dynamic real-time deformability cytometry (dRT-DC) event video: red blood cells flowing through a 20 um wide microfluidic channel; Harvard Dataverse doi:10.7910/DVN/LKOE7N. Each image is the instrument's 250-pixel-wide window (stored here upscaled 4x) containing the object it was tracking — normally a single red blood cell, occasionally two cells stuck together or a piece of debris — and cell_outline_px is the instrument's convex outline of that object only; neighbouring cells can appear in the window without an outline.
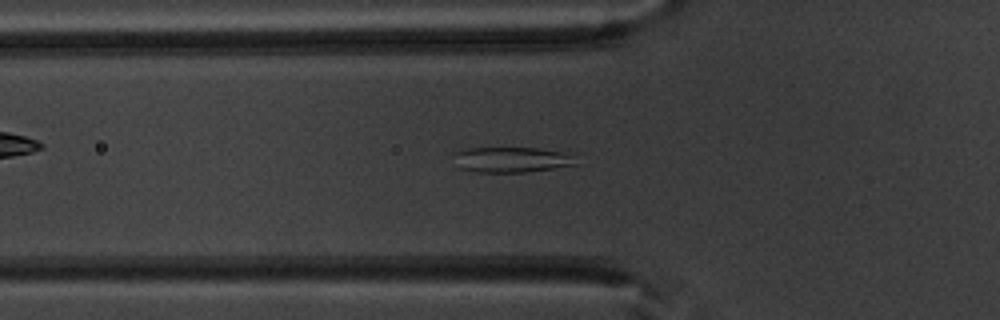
{"species": "common noctule bat (a hibernating species)", "species_latin": "Nyctalus noctula", "temperature_condition": "warm", "stored_images_in_passage": 41, "segment_of_instrument_passage": [1, 2], "camera_frame_rate_fps": 3000, "um_per_image_px": 0.085, "animal": {"sex": "male", "body_mass_g": 20.1, "forearm_length_mm": 53.5}, "frame": {"image": 1, "passage_image": 7, "time_ms": 2.0, "image_size_px": [1000, 320], "cell_outline_px": [[576, 164], [528, 172], [476, 172], [460, 168], [452, 152], [460, 148], [536, 148], [560, 152], [568, 156]], "centroid_in_image_um": [43.32, 13.57], "position_along_channel_um": 82.5, "area_um2": 17.69}}
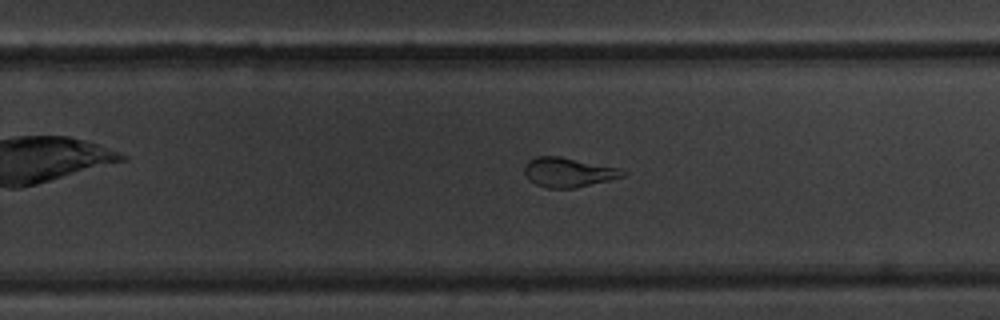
{"frame": {"image": 2, "passage_image": 22, "time_ms": 7.0, "image_size_px": [1000, 320], "cell_outline_px": [[628, 172], [624, 176], [576, 188], [548, 188], [536, 184], [528, 180], [524, 172], [524, 164], [528, 160], [536, 156], [560, 156], [620, 168]], "centroid_in_image_um": [48.28, 14.64], "position_along_channel_um": 281.5, "area_um2": 16.99}}
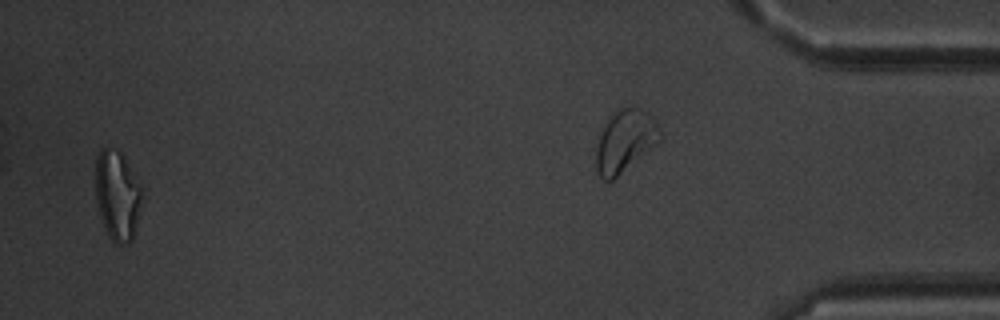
{"frame": {"image": 3, "passage_image": 39, "time_ms": 12.667, "image_size_px": [1000, 320], "cell_outline_px": [[140, 204], [132, 240], [128, 244], [116, 244], [108, 236], [100, 216], [96, 200], [96, 156], [100, 148], [116, 148], [124, 156], [140, 184]], "centroid_in_image_um": [9.94, 16.58], "position_along_channel_um": 425.3, "area_um2": 23.99}}